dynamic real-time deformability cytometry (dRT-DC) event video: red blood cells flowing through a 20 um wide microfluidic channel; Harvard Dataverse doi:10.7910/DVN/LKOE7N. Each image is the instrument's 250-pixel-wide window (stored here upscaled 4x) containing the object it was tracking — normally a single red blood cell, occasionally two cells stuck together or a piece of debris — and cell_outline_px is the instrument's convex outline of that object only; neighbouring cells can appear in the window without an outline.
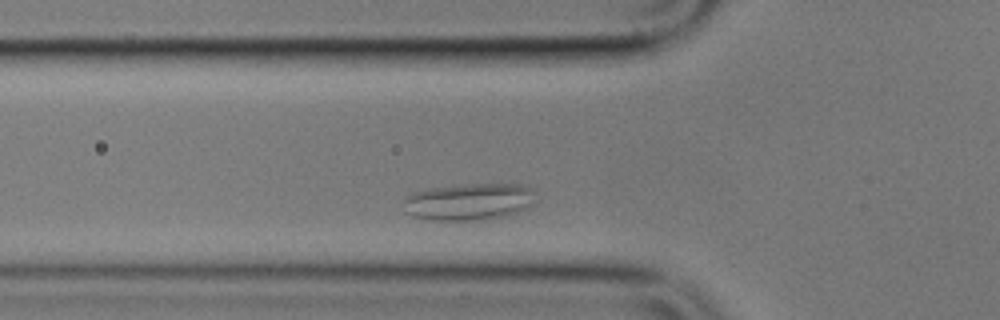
{"species": "common noctule bat (a hibernating species)", "species_latin": "Nyctalus noctula", "temperature_condition": "cold", "stored_images_in_passage": 4, "camera_frame_rate_fps": 3000, "um_per_image_px": 0.085, "animal": {"sex": "male", "body_mass_g": 17.9}, "frame": {"image": 1, "passage_image": 4, "time_ms": 3.333, "image_size_px": [1000, 320], "cell_outline_px": [[536, 200], [524, 208], [508, 216], [484, 220], [432, 220], [412, 216], [404, 212], [404, 196], [412, 192], [428, 188], [500, 180], [524, 184], [532, 188]], "centroid_in_image_um": [39.9, 17.09], "position_along_channel_um": 85.9, "area_um2": 29.71}}